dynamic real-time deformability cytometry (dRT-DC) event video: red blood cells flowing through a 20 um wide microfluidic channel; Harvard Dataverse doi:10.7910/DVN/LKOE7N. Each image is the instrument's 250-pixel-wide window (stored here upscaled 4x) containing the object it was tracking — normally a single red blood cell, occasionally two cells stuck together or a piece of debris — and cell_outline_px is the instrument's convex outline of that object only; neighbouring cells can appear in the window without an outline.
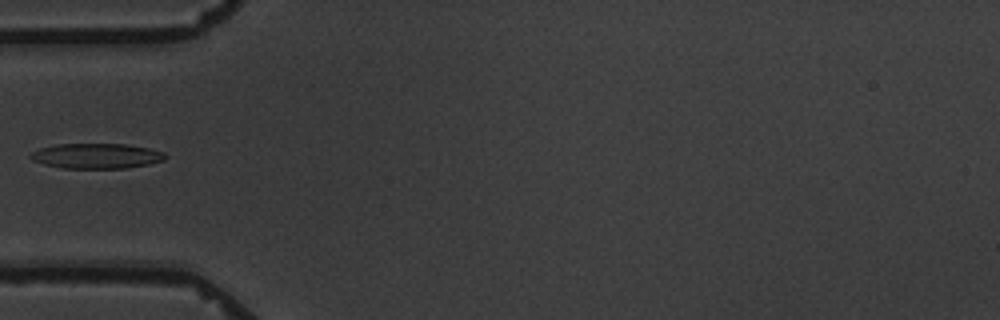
{"species": "common noctule bat (a hibernating species)", "species_latin": "Nyctalus noctula", "temperature_condition": "warm", "stored_images_in_passage": 6, "camera_frame_rate_fps": 3000, "um_per_image_px": 0.085, "animal": {"sex": "male", "body_mass_g": 19.5, "forearm_length_mm": 54.6}, "frame": {"image": 1, "passage_image": 6, "time_ms": 5.667, "image_size_px": [1000, 320], "cell_outline_px": [[168, 156], [164, 160], [148, 164], [124, 168], [64, 168], [44, 164], [32, 160], [28, 156], [32, 152], [40, 148], [56, 144], [124, 144], [148, 148], [164, 152]], "centroid_in_image_um": [8.19, 13.25], "position_along_channel_um": 76.8, "area_um2": 19.65}}